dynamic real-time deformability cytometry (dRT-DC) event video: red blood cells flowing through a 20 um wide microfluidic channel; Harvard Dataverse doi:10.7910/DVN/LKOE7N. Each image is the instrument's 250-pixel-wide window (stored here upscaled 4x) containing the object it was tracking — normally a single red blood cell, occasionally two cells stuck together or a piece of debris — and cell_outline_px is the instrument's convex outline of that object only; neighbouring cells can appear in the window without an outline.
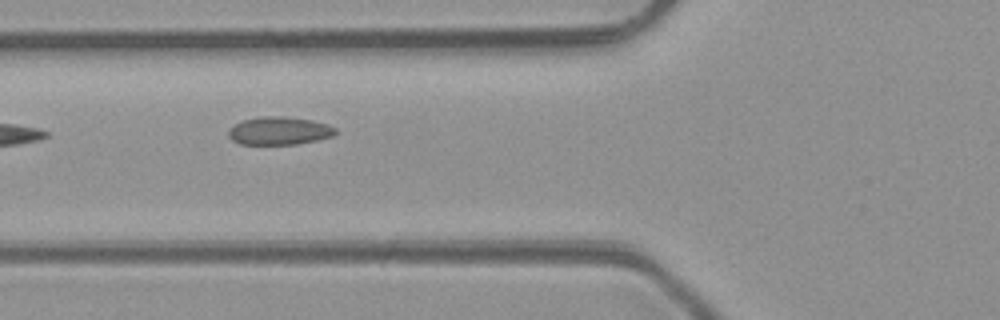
{"species": "common noctule bat (a hibernating species)", "species_latin": "Nyctalus noctula", "temperature_condition": "room temperature", "stored_images_in_passage": 3, "camera_frame_rate_fps": 3000, "um_per_image_px": 0.085, "animal": {"sex": "male", "body_mass_g": 23.1, "forearm_length_mm": 52.7}, "frame": {"image": 1, "passage_image": 2, "time_ms": 1.0, "image_size_px": [1000, 320], "cell_outline_px": [[340, 132], [332, 136], [316, 140], [296, 144], [240, 144], [232, 140], [228, 136], [228, 128], [244, 120], [260, 116], [284, 116], [312, 120], [328, 124], [336, 128]], "centroid_in_image_um": [23.75, 11.11], "position_along_channel_um": 102.0, "area_um2": 17.57}}
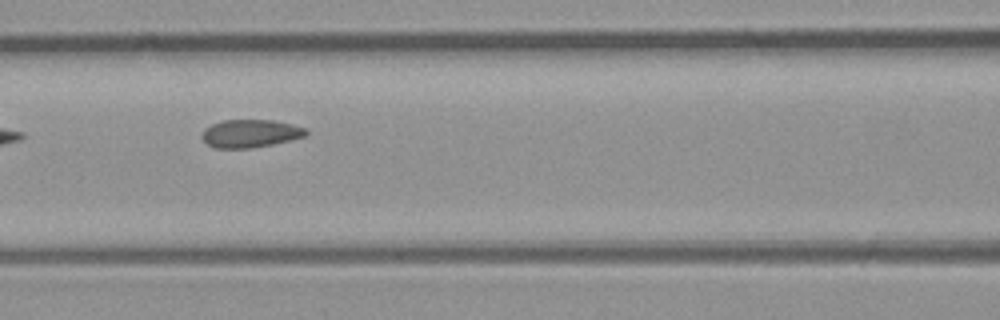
{"frame": {"image": 2, "passage_image": 3, "time_ms": 2.0, "image_size_px": [1000, 320], "cell_outline_px": [[308, 132], [304, 136], [292, 140], [252, 148], [216, 148], [208, 144], [200, 136], [204, 128], [212, 124], [224, 120], [272, 120], [292, 124], [308, 128]], "centroid_in_image_um": [21.29, 11.34], "position_along_channel_um": 145.3, "area_um2": 16.99}}